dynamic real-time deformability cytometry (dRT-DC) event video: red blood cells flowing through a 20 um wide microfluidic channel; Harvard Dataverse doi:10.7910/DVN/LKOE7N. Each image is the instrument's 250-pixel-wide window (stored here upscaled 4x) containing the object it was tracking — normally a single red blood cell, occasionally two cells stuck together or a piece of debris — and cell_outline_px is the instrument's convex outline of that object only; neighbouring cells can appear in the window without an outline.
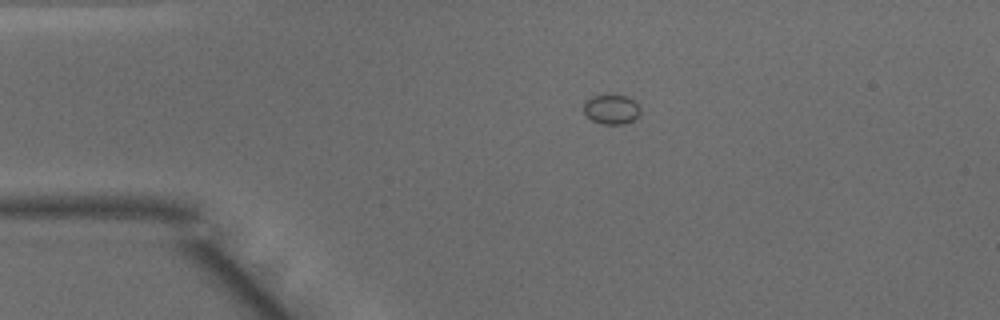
{"species": "common noctule bat (a hibernating species)", "species_latin": "Nyctalus noctula", "temperature_condition": "warm", "stored_images_in_passage": 40, "camera_frame_rate_fps": 3000, "um_per_image_px": 0.085, "animal": {"sex": "male", "body_mass_g": 15.6}, "frame": {"image": 1, "passage_image": 1, "time_ms": 0.0, "image_size_px": [1000, 320], "cell_outline_px": [[640, 112], [632, 120], [624, 124], [604, 124], [592, 120], [584, 112], [584, 100], [592, 96], [604, 92], [612, 92], [628, 96], [640, 108]], "centroid_in_image_um": [51.93, 9.22], "position_along_channel_um": 33.1, "area_um2": 10.12}}
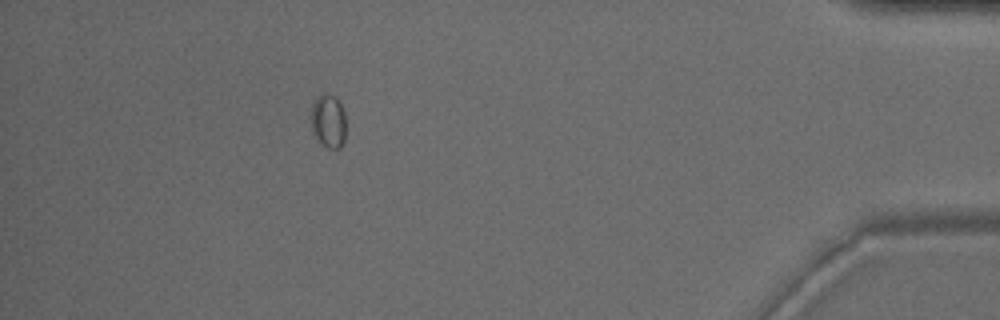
{"frame": {"image": 2, "passage_image": 35, "time_ms": 11.333, "image_size_px": [1000, 320], "cell_outline_px": [[344, 140], [340, 148], [328, 148], [312, 132], [308, 116], [312, 104], [316, 96], [320, 92], [324, 92], [332, 96], [340, 104], [344, 112]], "centroid_in_image_um": [27.84, 10.24], "position_along_channel_um": 407.4, "area_um2": 10.98}}